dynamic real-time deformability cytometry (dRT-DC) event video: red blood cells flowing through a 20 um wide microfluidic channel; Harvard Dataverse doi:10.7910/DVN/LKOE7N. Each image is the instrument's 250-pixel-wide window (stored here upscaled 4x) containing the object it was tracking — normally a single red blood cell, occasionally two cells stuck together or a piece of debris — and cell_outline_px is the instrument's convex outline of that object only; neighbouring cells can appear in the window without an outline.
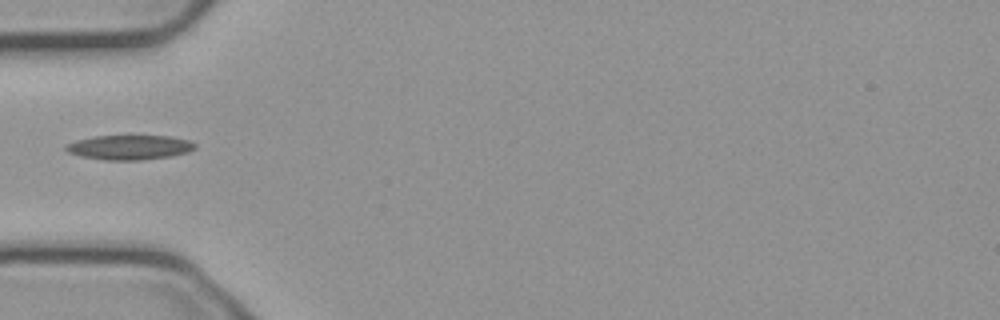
{"species": "common noctule bat (a hibernating species)", "species_latin": "Nyctalus noctula", "temperature_condition": "cold", "stored_images_in_passage": 7, "camera_frame_rate_fps": 3000, "um_per_image_px": 0.085, "animal": {"sex": "male", "body_mass_g": 23.1, "forearm_length_mm": 52.7}, "frame": {"image": 1, "passage_image": 1, "time_ms": 0.0, "image_size_px": [1000, 320], "cell_outline_px": [[196, 148], [188, 152], [172, 156], [140, 160], [104, 160], [80, 156], [68, 152], [64, 148], [68, 144], [76, 140], [96, 136], [168, 136], [188, 140], [196, 144]], "centroid_in_image_um": [11.02, 12.53], "position_along_channel_um": 74.0, "area_um2": 18.44}}
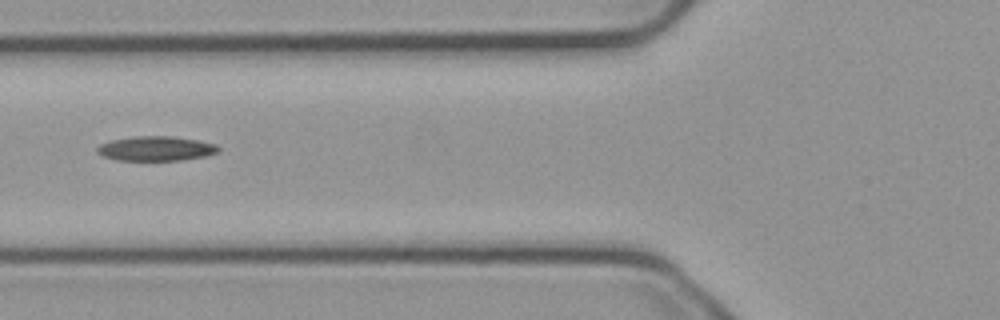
{"frame": {"image": 2, "passage_image": 4, "time_ms": 1.0, "image_size_px": [1000, 320], "cell_outline_px": [[220, 148], [216, 152], [204, 156], [180, 160], [116, 160], [104, 156], [96, 152], [96, 148], [100, 144], [112, 140], [132, 136], [176, 136], [216, 144]], "centroid_in_image_um": [13.22, 12.62], "position_along_channel_um": 112.6, "area_um2": 17.28}}